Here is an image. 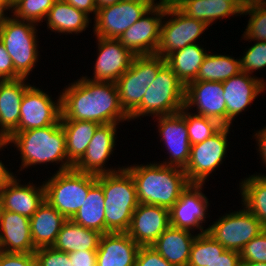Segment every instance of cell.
<instances>
[{"mask_svg": "<svg viewBox=\"0 0 266 266\" xmlns=\"http://www.w3.org/2000/svg\"><path fill=\"white\" fill-rule=\"evenodd\" d=\"M60 120H84L98 124L130 122L122 109L116 83L92 81L83 75L64 87Z\"/></svg>", "mask_w": 266, "mask_h": 266, "instance_id": "6da1fadb", "label": "cell"}, {"mask_svg": "<svg viewBox=\"0 0 266 266\" xmlns=\"http://www.w3.org/2000/svg\"><path fill=\"white\" fill-rule=\"evenodd\" d=\"M13 145L20 153L19 172L36 165H59L56 172L73 169L66 154L65 133L61 121L44 128L11 133L5 142L0 143V151Z\"/></svg>", "mask_w": 266, "mask_h": 266, "instance_id": "7a4b0ae2", "label": "cell"}, {"mask_svg": "<svg viewBox=\"0 0 266 266\" xmlns=\"http://www.w3.org/2000/svg\"><path fill=\"white\" fill-rule=\"evenodd\" d=\"M135 181L139 204L157 205L170 209L189 185L182 168L160 162L124 166Z\"/></svg>", "mask_w": 266, "mask_h": 266, "instance_id": "3957f363", "label": "cell"}, {"mask_svg": "<svg viewBox=\"0 0 266 266\" xmlns=\"http://www.w3.org/2000/svg\"><path fill=\"white\" fill-rule=\"evenodd\" d=\"M102 186L105 209V233L127 232L138 206L136 185L124 167L119 171L97 175Z\"/></svg>", "mask_w": 266, "mask_h": 266, "instance_id": "277c9868", "label": "cell"}, {"mask_svg": "<svg viewBox=\"0 0 266 266\" xmlns=\"http://www.w3.org/2000/svg\"><path fill=\"white\" fill-rule=\"evenodd\" d=\"M8 14L4 12L0 18V42L12 59L15 79H29L40 56L37 24Z\"/></svg>", "mask_w": 266, "mask_h": 266, "instance_id": "5b68a950", "label": "cell"}, {"mask_svg": "<svg viewBox=\"0 0 266 266\" xmlns=\"http://www.w3.org/2000/svg\"><path fill=\"white\" fill-rule=\"evenodd\" d=\"M185 105V86L174 71L165 63L155 80L147 88L140 106L129 116L136 120L141 117H157L178 113Z\"/></svg>", "mask_w": 266, "mask_h": 266, "instance_id": "8992f818", "label": "cell"}, {"mask_svg": "<svg viewBox=\"0 0 266 266\" xmlns=\"http://www.w3.org/2000/svg\"><path fill=\"white\" fill-rule=\"evenodd\" d=\"M50 173L43 181L45 201L67 219H71L82 207L89 192V174L70 169Z\"/></svg>", "mask_w": 266, "mask_h": 266, "instance_id": "52a82bcc", "label": "cell"}, {"mask_svg": "<svg viewBox=\"0 0 266 266\" xmlns=\"http://www.w3.org/2000/svg\"><path fill=\"white\" fill-rule=\"evenodd\" d=\"M165 59L154 55L135 56L129 69L116 81L122 109L130 116L141 104Z\"/></svg>", "mask_w": 266, "mask_h": 266, "instance_id": "ba28073f", "label": "cell"}, {"mask_svg": "<svg viewBox=\"0 0 266 266\" xmlns=\"http://www.w3.org/2000/svg\"><path fill=\"white\" fill-rule=\"evenodd\" d=\"M162 20L156 55L163 59L187 45L201 43L200 36L209 27L200 20L187 17L175 5L165 6Z\"/></svg>", "mask_w": 266, "mask_h": 266, "instance_id": "9c48e42d", "label": "cell"}, {"mask_svg": "<svg viewBox=\"0 0 266 266\" xmlns=\"http://www.w3.org/2000/svg\"><path fill=\"white\" fill-rule=\"evenodd\" d=\"M242 209L229 211L207 227L225 249L239 252L251 239L265 230L262 223L242 204Z\"/></svg>", "mask_w": 266, "mask_h": 266, "instance_id": "30bf717a", "label": "cell"}, {"mask_svg": "<svg viewBox=\"0 0 266 266\" xmlns=\"http://www.w3.org/2000/svg\"><path fill=\"white\" fill-rule=\"evenodd\" d=\"M231 126H223L216 134L191 145L190 157L183 169L189 183L206 184L208 177L223 164L229 147Z\"/></svg>", "mask_w": 266, "mask_h": 266, "instance_id": "8fae6325", "label": "cell"}, {"mask_svg": "<svg viewBox=\"0 0 266 266\" xmlns=\"http://www.w3.org/2000/svg\"><path fill=\"white\" fill-rule=\"evenodd\" d=\"M51 97L43 89L31 85L22 98L18 127L12 133L57 124L61 119V95L56 100Z\"/></svg>", "mask_w": 266, "mask_h": 266, "instance_id": "7c38bea8", "label": "cell"}, {"mask_svg": "<svg viewBox=\"0 0 266 266\" xmlns=\"http://www.w3.org/2000/svg\"><path fill=\"white\" fill-rule=\"evenodd\" d=\"M159 3H142L136 1H121L97 9L93 17V33L95 37L119 39L122 34L152 6Z\"/></svg>", "mask_w": 266, "mask_h": 266, "instance_id": "4fadbf2b", "label": "cell"}, {"mask_svg": "<svg viewBox=\"0 0 266 266\" xmlns=\"http://www.w3.org/2000/svg\"><path fill=\"white\" fill-rule=\"evenodd\" d=\"M204 184L189 183L181 192L177 202L169 209L170 225L175 228L186 229L196 234L207 232L203 224L210 217L209 199L204 194ZM208 215V216H207ZM199 232V233H198Z\"/></svg>", "mask_w": 266, "mask_h": 266, "instance_id": "5bb4252c", "label": "cell"}, {"mask_svg": "<svg viewBox=\"0 0 266 266\" xmlns=\"http://www.w3.org/2000/svg\"><path fill=\"white\" fill-rule=\"evenodd\" d=\"M164 14L163 3L150 7L118 40L136 56L156 54Z\"/></svg>", "mask_w": 266, "mask_h": 266, "instance_id": "9a60e30c", "label": "cell"}, {"mask_svg": "<svg viewBox=\"0 0 266 266\" xmlns=\"http://www.w3.org/2000/svg\"><path fill=\"white\" fill-rule=\"evenodd\" d=\"M120 124H100L83 157L73 166L77 172L101 175L121 170L124 166L111 168L106 166L111 155L114 153L117 139V126ZM108 160V161H107ZM106 166V167H105Z\"/></svg>", "mask_w": 266, "mask_h": 266, "instance_id": "2e32d148", "label": "cell"}, {"mask_svg": "<svg viewBox=\"0 0 266 266\" xmlns=\"http://www.w3.org/2000/svg\"><path fill=\"white\" fill-rule=\"evenodd\" d=\"M156 119L160 142H164L169 155L160 164L184 169L189 161L191 144L188 138L186 120L178 112L171 115L157 116Z\"/></svg>", "mask_w": 266, "mask_h": 266, "instance_id": "e0dca14e", "label": "cell"}, {"mask_svg": "<svg viewBox=\"0 0 266 266\" xmlns=\"http://www.w3.org/2000/svg\"><path fill=\"white\" fill-rule=\"evenodd\" d=\"M97 58L93 67L94 76H84L92 81L113 82L129 69L136 55L125 48L118 39L95 37Z\"/></svg>", "mask_w": 266, "mask_h": 266, "instance_id": "ac0fdd59", "label": "cell"}, {"mask_svg": "<svg viewBox=\"0 0 266 266\" xmlns=\"http://www.w3.org/2000/svg\"><path fill=\"white\" fill-rule=\"evenodd\" d=\"M184 107L195 114L214 119L226 126V102L222 82H190L185 87Z\"/></svg>", "mask_w": 266, "mask_h": 266, "instance_id": "d6986e66", "label": "cell"}, {"mask_svg": "<svg viewBox=\"0 0 266 266\" xmlns=\"http://www.w3.org/2000/svg\"><path fill=\"white\" fill-rule=\"evenodd\" d=\"M226 102V126H234L235 118L266 89V81L256 75L240 72L222 82Z\"/></svg>", "mask_w": 266, "mask_h": 266, "instance_id": "ffe728a7", "label": "cell"}, {"mask_svg": "<svg viewBox=\"0 0 266 266\" xmlns=\"http://www.w3.org/2000/svg\"><path fill=\"white\" fill-rule=\"evenodd\" d=\"M170 226L169 209L149 204H138L133 212L127 234L139 246H151Z\"/></svg>", "mask_w": 266, "mask_h": 266, "instance_id": "44dd1931", "label": "cell"}, {"mask_svg": "<svg viewBox=\"0 0 266 266\" xmlns=\"http://www.w3.org/2000/svg\"><path fill=\"white\" fill-rule=\"evenodd\" d=\"M15 174L0 191L3 210L15 212L29 218L45 201V187L30 181L21 184Z\"/></svg>", "mask_w": 266, "mask_h": 266, "instance_id": "7402d4cb", "label": "cell"}, {"mask_svg": "<svg viewBox=\"0 0 266 266\" xmlns=\"http://www.w3.org/2000/svg\"><path fill=\"white\" fill-rule=\"evenodd\" d=\"M30 218L2 210L0 219V251L6 253H34Z\"/></svg>", "mask_w": 266, "mask_h": 266, "instance_id": "603a6c76", "label": "cell"}, {"mask_svg": "<svg viewBox=\"0 0 266 266\" xmlns=\"http://www.w3.org/2000/svg\"><path fill=\"white\" fill-rule=\"evenodd\" d=\"M140 246L126 232L101 235L96 266H134Z\"/></svg>", "mask_w": 266, "mask_h": 266, "instance_id": "cb8c5ba5", "label": "cell"}, {"mask_svg": "<svg viewBox=\"0 0 266 266\" xmlns=\"http://www.w3.org/2000/svg\"><path fill=\"white\" fill-rule=\"evenodd\" d=\"M27 80H0V143L18 127L22 98L31 86Z\"/></svg>", "mask_w": 266, "mask_h": 266, "instance_id": "d4e9b609", "label": "cell"}, {"mask_svg": "<svg viewBox=\"0 0 266 266\" xmlns=\"http://www.w3.org/2000/svg\"><path fill=\"white\" fill-rule=\"evenodd\" d=\"M196 235L190 230L170 225L151 246L170 264L187 266Z\"/></svg>", "mask_w": 266, "mask_h": 266, "instance_id": "484cf974", "label": "cell"}, {"mask_svg": "<svg viewBox=\"0 0 266 266\" xmlns=\"http://www.w3.org/2000/svg\"><path fill=\"white\" fill-rule=\"evenodd\" d=\"M68 219L47 201L30 218L32 242L36 249L52 247L61 227Z\"/></svg>", "mask_w": 266, "mask_h": 266, "instance_id": "4316f807", "label": "cell"}, {"mask_svg": "<svg viewBox=\"0 0 266 266\" xmlns=\"http://www.w3.org/2000/svg\"><path fill=\"white\" fill-rule=\"evenodd\" d=\"M90 18L84 11L68 4L65 0H56L45 21L47 29L51 30L50 32L60 35H79V33H83L89 28V23H92Z\"/></svg>", "mask_w": 266, "mask_h": 266, "instance_id": "83f0119b", "label": "cell"}, {"mask_svg": "<svg viewBox=\"0 0 266 266\" xmlns=\"http://www.w3.org/2000/svg\"><path fill=\"white\" fill-rule=\"evenodd\" d=\"M102 186L97 182V176L89 174V192L82 207L71 220L87 229L105 233V209Z\"/></svg>", "mask_w": 266, "mask_h": 266, "instance_id": "f1b7e54d", "label": "cell"}, {"mask_svg": "<svg viewBox=\"0 0 266 266\" xmlns=\"http://www.w3.org/2000/svg\"><path fill=\"white\" fill-rule=\"evenodd\" d=\"M175 6L187 17L200 20L209 27L218 19L242 16V13L226 0H180Z\"/></svg>", "mask_w": 266, "mask_h": 266, "instance_id": "f546056e", "label": "cell"}, {"mask_svg": "<svg viewBox=\"0 0 266 266\" xmlns=\"http://www.w3.org/2000/svg\"><path fill=\"white\" fill-rule=\"evenodd\" d=\"M208 53L209 49H205L202 43H194L171 53L165 61L186 87L197 78L199 68Z\"/></svg>", "mask_w": 266, "mask_h": 266, "instance_id": "4dcf8cb0", "label": "cell"}, {"mask_svg": "<svg viewBox=\"0 0 266 266\" xmlns=\"http://www.w3.org/2000/svg\"><path fill=\"white\" fill-rule=\"evenodd\" d=\"M101 233L87 229L68 219L61 227L53 247L62 252L97 250Z\"/></svg>", "mask_w": 266, "mask_h": 266, "instance_id": "1f68e13d", "label": "cell"}, {"mask_svg": "<svg viewBox=\"0 0 266 266\" xmlns=\"http://www.w3.org/2000/svg\"><path fill=\"white\" fill-rule=\"evenodd\" d=\"M60 121L65 133L67 159L74 166L83 157L100 124L84 120Z\"/></svg>", "mask_w": 266, "mask_h": 266, "instance_id": "d6a6232c", "label": "cell"}, {"mask_svg": "<svg viewBox=\"0 0 266 266\" xmlns=\"http://www.w3.org/2000/svg\"><path fill=\"white\" fill-rule=\"evenodd\" d=\"M241 204H243L266 229V176L253 175L239 183Z\"/></svg>", "mask_w": 266, "mask_h": 266, "instance_id": "836d02e7", "label": "cell"}, {"mask_svg": "<svg viewBox=\"0 0 266 266\" xmlns=\"http://www.w3.org/2000/svg\"><path fill=\"white\" fill-rule=\"evenodd\" d=\"M235 58L226 53L223 55L209 52L194 81L224 82L232 76L238 75L241 72L240 56Z\"/></svg>", "mask_w": 266, "mask_h": 266, "instance_id": "e575fe53", "label": "cell"}, {"mask_svg": "<svg viewBox=\"0 0 266 266\" xmlns=\"http://www.w3.org/2000/svg\"><path fill=\"white\" fill-rule=\"evenodd\" d=\"M186 120L188 138L191 145L204 142L216 134L222 127L218 121L195 114L185 107L179 111Z\"/></svg>", "mask_w": 266, "mask_h": 266, "instance_id": "d590c367", "label": "cell"}, {"mask_svg": "<svg viewBox=\"0 0 266 266\" xmlns=\"http://www.w3.org/2000/svg\"><path fill=\"white\" fill-rule=\"evenodd\" d=\"M224 250L225 248L209 233L197 234L187 266H210Z\"/></svg>", "mask_w": 266, "mask_h": 266, "instance_id": "8d00e7d4", "label": "cell"}, {"mask_svg": "<svg viewBox=\"0 0 266 266\" xmlns=\"http://www.w3.org/2000/svg\"><path fill=\"white\" fill-rule=\"evenodd\" d=\"M55 2L56 0H18L9 13L18 20L31 21L40 26Z\"/></svg>", "mask_w": 266, "mask_h": 266, "instance_id": "74e56055", "label": "cell"}, {"mask_svg": "<svg viewBox=\"0 0 266 266\" xmlns=\"http://www.w3.org/2000/svg\"><path fill=\"white\" fill-rule=\"evenodd\" d=\"M242 15H248L249 20L242 34L244 41H266V3L247 6Z\"/></svg>", "mask_w": 266, "mask_h": 266, "instance_id": "f35d334b", "label": "cell"}, {"mask_svg": "<svg viewBox=\"0 0 266 266\" xmlns=\"http://www.w3.org/2000/svg\"><path fill=\"white\" fill-rule=\"evenodd\" d=\"M253 42L255 43L246 48V52L240 57L241 72H246L250 75L266 67V41Z\"/></svg>", "mask_w": 266, "mask_h": 266, "instance_id": "ab89813d", "label": "cell"}, {"mask_svg": "<svg viewBox=\"0 0 266 266\" xmlns=\"http://www.w3.org/2000/svg\"><path fill=\"white\" fill-rule=\"evenodd\" d=\"M241 262L266 263V229L251 239L240 251Z\"/></svg>", "mask_w": 266, "mask_h": 266, "instance_id": "60d3db41", "label": "cell"}, {"mask_svg": "<svg viewBox=\"0 0 266 266\" xmlns=\"http://www.w3.org/2000/svg\"><path fill=\"white\" fill-rule=\"evenodd\" d=\"M37 266H71L69 254L52 247H42L35 250Z\"/></svg>", "mask_w": 266, "mask_h": 266, "instance_id": "b9f144b4", "label": "cell"}, {"mask_svg": "<svg viewBox=\"0 0 266 266\" xmlns=\"http://www.w3.org/2000/svg\"><path fill=\"white\" fill-rule=\"evenodd\" d=\"M134 266H174L152 246H140Z\"/></svg>", "mask_w": 266, "mask_h": 266, "instance_id": "7bdbcfd3", "label": "cell"}, {"mask_svg": "<svg viewBox=\"0 0 266 266\" xmlns=\"http://www.w3.org/2000/svg\"><path fill=\"white\" fill-rule=\"evenodd\" d=\"M0 266H37L34 253H6L0 251Z\"/></svg>", "mask_w": 266, "mask_h": 266, "instance_id": "ee69618b", "label": "cell"}, {"mask_svg": "<svg viewBox=\"0 0 266 266\" xmlns=\"http://www.w3.org/2000/svg\"><path fill=\"white\" fill-rule=\"evenodd\" d=\"M68 254L71 266H96L97 250H79Z\"/></svg>", "mask_w": 266, "mask_h": 266, "instance_id": "f6af8a7d", "label": "cell"}, {"mask_svg": "<svg viewBox=\"0 0 266 266\" xmlns=\"http://www.w3.org/2000/svg\"><path fill=\"white\" fill-rule=\"evenodd\" d=\"M0 80H15V69L11 57L0 42Z\"/></svg>", "mask_w": 266, "mask_h": 266, "instance_id": "bcb514c9", "label": "cell"}, {"mask_svg": "<svg viewBox=\"0 0 266 266\" xmlns=\"http://www.w3.org/2000/svg\"><path fill=\"white\" fill-rule=\"evenodd\" d=\"M239 252L225 249L210 266H240Z\"/></svg>", "mask_w": 266, "mask_h": 266, "instance_id": "7dc6e473", "label": "cell"}, {"mask_svg": "<svg viewBox=\"0 0 266 266\" xmlns=\"http://www.w3.org/2000/svg\"><path fill=\"white\" fill-rule=\"evenodd\" d=\"M264 128H262L261 130H257L256 133L254 132L253 137L254 139H256V146H258V148H256L258 155L260 157L261 163L263 165H265L264 167L266 168V126H263ZM258 175H262V176H266L265 173L262 174L258 173Z\"/></svg>", "mask_w": 266, "mask_h": 266, "instance_id": "c3c4849f", "label": "cell"}, {"mask_svg": "<svg viewBox=\"0 0 266 266\" xmlns=\"http://www.w3.org/2000/svg\"><path fill=\"white\" fill-rule=\"evenodd\" d=\"M68 4H71L75 8L84 11L90 16V13H93V16L97 13V6L95 0H65Z\"/></svg>", "mask_w": 266, "mask_h": 266, "instance_id": "681fc988", "label": "cell"}, {"mask_svg": "<svg viewBox=\"0 0 266 266\" xmlns=\"http://www.w3.org/2000/svg\"><path fill=\"white\" fill-rule=\"evenodd\" d=\"M15 174L11 172V170L8 169L4 165V162L0 160V191L6 186L7 182L14 176Z\"/></svg>", "mask_w": 266, "mask_h": 266, "instance_id": "f907efd6", "label": "cell"}, {"mask_svg": "<svg viewBox=\"0 0 266 266\" xmlns=\"http://www.w3.org/2000/svg\"><path fill=\"white\" fill-rule=\"evenodd\" d=\"M121 1L123 0H95V3H96L97 8L100 9L108 5H114Z\"/></svg>", "mask_w": 266, "mask_h": 266, "instance_id": "816d5d0a", "label": "cell"}, {"mask_svg": "<svg viewBox=\"0 0 266 266\" xmlns=\"http://www.w3.org/2000/svg\"><path fill=\"white\" fill-rule=\"evenodd\" d=\"M226 1L231 2L241 13L247 7L244 0H226Z\"/></svg>", "mask_w": 266, "mask_h": 266, "instance_id": "f5cc1de1", "label": "cell"}, {"mask_svg": "<svg viewBox=\"0 0 266 266\" xmlns=\"http://www.w3.org/2000/svg\"><path fill=\"white\" fill-rule=\"evenodd\" d=\"M0 9L3 12H8L10 10V0H0Z\"/></svg>", "mask_w": 266, "mask_h": 266, "instance_id": "db71d44e", "label": "cell"}, {"mask_svg": "<svg viewBox=\"0 0 266 266\" xmlns=\"http://www.w3.org/2000/svg\"><path fill=\"white\" fill-rule=\"evenodd\" d=\"M240 266H266L264 262H241Z\"/></svg>", "mask_w": 266, "mask_h": 266, "instance_id": "11a10c76", "label": "cell"}, {"mask_svg": "<svg viewBox=\"0 0 266 266\" xmlns=\"http://www.w3.org/2000/svg\"><path fill=\"white\" fill-rule=\"evenodd\" d=\"M247 6L253 5V4H264L266 3V0H244Z\"/></svg>", "mask_w": 266, "mask_h": 266, "instance_id": "9f6ffc18", "label": "cell"}, {"mask_svg": "<svg viewBox=\"0 0 266 266\" xmlns=\"http://www.w3.org/2000/svg\"><path fill=\"white\" fill-rule=\"evenodd\" d=\"M125 1H136V2H142V3H161L160 0L159 1L157 0H125Z\"/></svg>", "mask_w": 266, "mask_h": 266, "instance_id": "6f0895ef", "label": "cell"}, {"mask_svg": "<svg viewBox=\"0 0 266 266\" xmlns=\"http://www.w3.org/2000/svg\"><path fill=\"white\" fill-rule=\"evenodd\" d=\"M2 210H3V206H2L1 196H0V219H1Z\"/></svg>", "mask_w": 266, "mask_h": 266, "instance_id": "680465c9", "label": "cell"}, {"mask_svg": "<svg viewBox=\"0 0 266 266\" xmlns=\"http://www.w3.org/2000/svg\"><path fill=\"white\" fill-rule=\"evenodd\" d=\"M18 0H10V8L17 2Z\"/></svg>", "mask_w": 266, "mask_h": 266, "instance_id": "91938a15", "label": "cell"}, {"mask_svg": "<svg viewBox=\"0 0 266 266\" xmlns=\"http://www.w3.org/2000/svg\"><path fill=\"white\" fill-rule=\"evenodd\" d=\"M3 13H4V12L0 9V18H1V16H2Z\"/></svg>", "mask_w": 266, "mask_h": 266, "instance_id": "94428289", "label": "cell"}]
</instances>
